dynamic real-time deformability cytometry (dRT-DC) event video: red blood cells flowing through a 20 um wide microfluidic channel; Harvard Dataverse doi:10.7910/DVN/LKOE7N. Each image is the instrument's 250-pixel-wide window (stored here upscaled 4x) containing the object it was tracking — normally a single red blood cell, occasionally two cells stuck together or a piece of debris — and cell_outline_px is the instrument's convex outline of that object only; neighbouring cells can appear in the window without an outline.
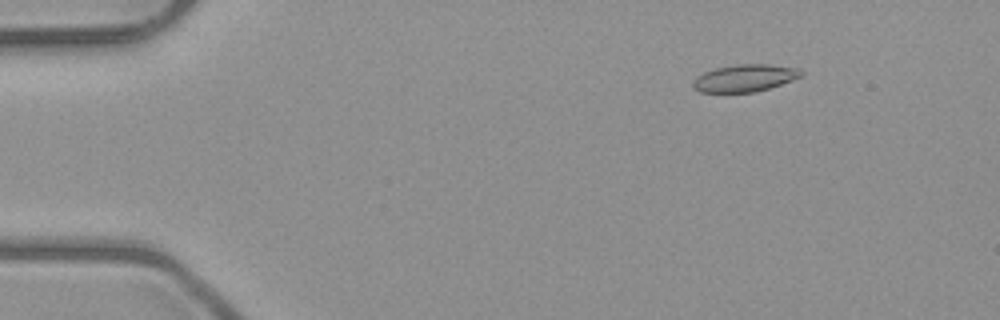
{"species": "common noctule bat (a hibernating species)", "species_latin": "Nyctalus noctula", "temperature_condition": "room temperature", "stored_images_in_passage": 9, "camera_frame_rate_fps": 3000, "um_per_image_px": 0.085, "animal": {"sex": "male", "body_mass_g": 23.1, "forearm_length_mm": 52.7}, "frame": {"image": 1, "passage_image": 3, "time_ms": 2.333, "image_size_px": [1000, 320], "cell_outline_px": [[804, 76], [756, 92], [700, 92], [692, 88], [692, 80], [696, 76], [704, 72], [716, 68], [736, 64], [768, 64], [800, 68], [804, 72]], "centroid_in_image_um": [63.3, 6.63], "position_along_channel_um": 21.7, "area_um2": 17.34}}
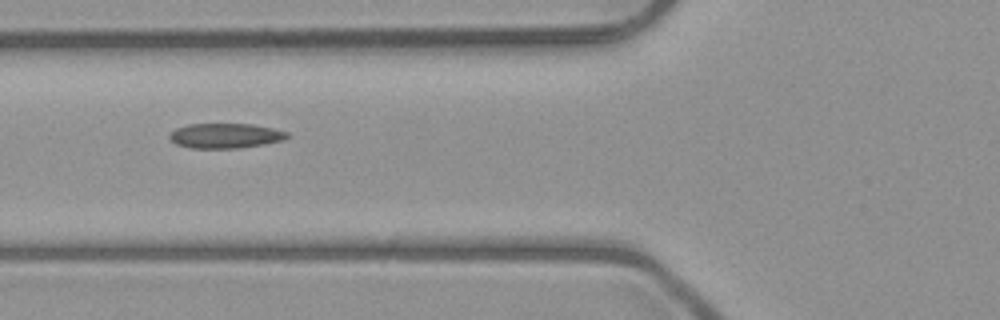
{"frame": {"image": 2, "passage_image": 7, "time_ms": 6.667, "image_size_px": [1000, 320], "cell_outline_px": [[288, 136], [284, 140], [264, 144], [240, 148], [192, 148], [176, 144], [168, 136], [176, 128], [188, 124], [252, 124], [272, 128], [288, 132]], "centroid_in_image_um": [19.16, 11.54], "position_along_channel_um": 106.6, "area_um2": 16.99}}
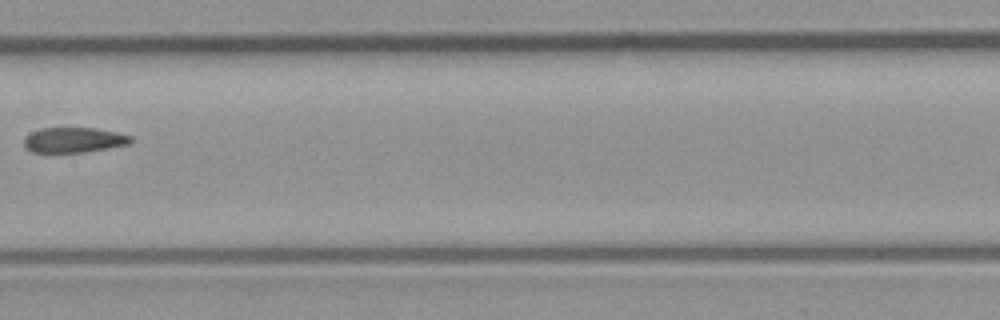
{"frame": {"image": 3, "passage_image": 9, "time_ms": 9.0, "image_size_px": [1000, 320], "cell_outline_px": [[132, 144], [84, 152], [32, 152], [24, 148], [24, 136], [40, 128], [96, 128], [116, 132], [132, 136]], "centroid_in_image_um": [6.28, 11.9], "position_along_channel_um": 201.1, "area_um2": 15.78}}